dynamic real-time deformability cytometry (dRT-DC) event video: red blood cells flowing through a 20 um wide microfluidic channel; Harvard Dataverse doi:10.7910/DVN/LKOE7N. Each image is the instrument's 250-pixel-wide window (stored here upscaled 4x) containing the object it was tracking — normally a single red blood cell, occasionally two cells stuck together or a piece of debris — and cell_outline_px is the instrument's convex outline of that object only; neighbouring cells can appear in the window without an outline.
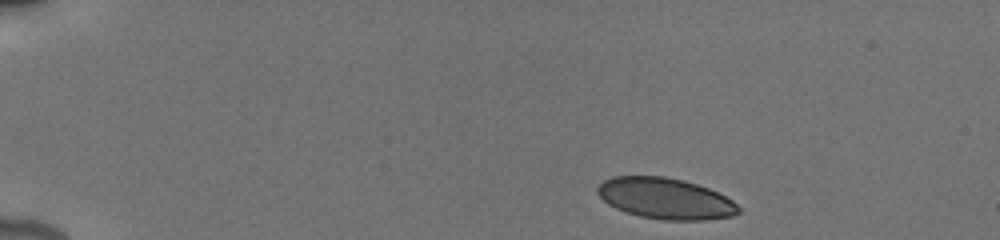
{"species": "human", "species_latin": "Homo sapiens", "temperature_condition": "cold", "stored_images_in_passage": 9, "camera_frame_rate_fps": 3000, "um_per_image_px": 0.085, "donor": {"sex": "male"}, "frame": {"image": 1, "passage_image": 1, "time_ms": 0.0, "image_size_px": [1000, 240], "cell_outline_px": [[740, 212], [732, 216], [704, 220], [664, 220], [640, 216], [616, 208], [608, 204], [596, 192], [596, 188], [604, 180], [612, 176], [664, 176], [684, 180], [708, 188], [732, 200], [740, 208]], "centroid_in_image_um": [56.55, 16.87], "position_along_channel_um": 28.4, "area_um2": 33.58}}
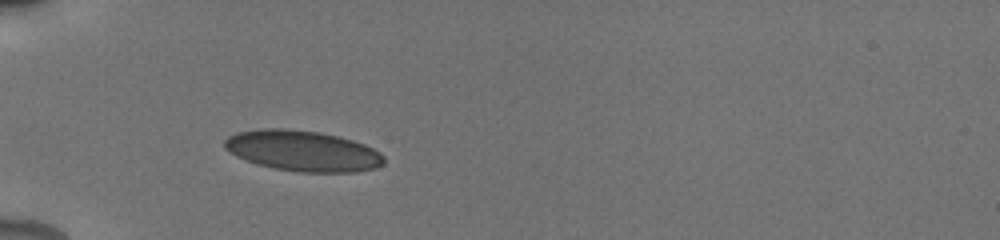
{"frame": {"image": 2, "passage_image": 8, "time_ms": 3.0, "image_size_px": [1000, 240], "cell_outline_px": [[384, 164], [376, 168], [356, 172], [300, 172], [276, 168], [256, 164], [236, 156], [224, 148], [224, 140], [228, 136], [236, 132], [260, 128], [284, 128], [320, 132], [352, 140], [364, 144], [380, 152], [384, 156]], "centroid_in_image_um": [25.72, 12.82], "position_along_channel_um": 59.3, "area_um2": 37.92}}